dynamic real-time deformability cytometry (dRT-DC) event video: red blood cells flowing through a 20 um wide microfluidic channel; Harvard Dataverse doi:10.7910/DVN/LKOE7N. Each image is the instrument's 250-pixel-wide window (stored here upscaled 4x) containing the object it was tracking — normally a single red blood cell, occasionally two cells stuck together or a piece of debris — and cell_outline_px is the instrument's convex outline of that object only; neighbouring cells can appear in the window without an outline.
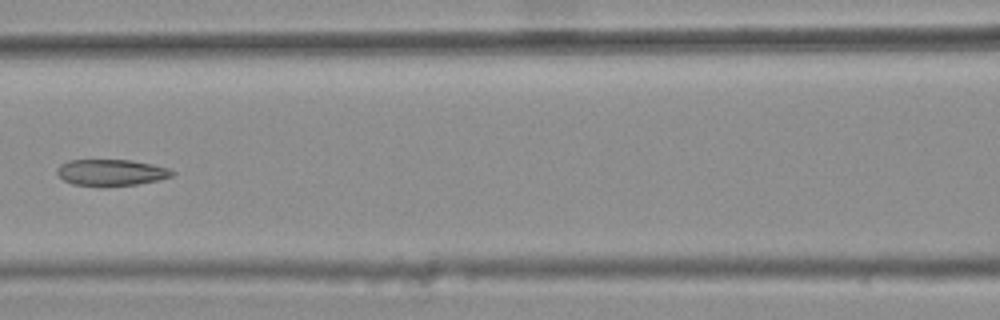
{"species": "common noctule bat (a hibernating species)", "species_latin": "Nyctalus noctula", "temperature_condition": "warm", "stored_images_in_passage": 6, "camera_frame_rate_fps": 3000, "um_per_image_px": 0.085, "animal": {"sex": "female", "body_mass_g": 25.1}, "frame": {"image": 1, "passage_image": 6, "time_ms": 1.667, "image_size_px": [1000, 320], "cell_outline_px": [[176, 172], [172, 176], [156, 180], [136, 184], [100, 188], [72, 184], [64, 180], [56, 172], [56, 168], [60, 164], [68, 160], [132, 160], [152, 164], [168, 168]], "centroid_in_image_um": [9.4, 14.68], "position_along_channel_um": 157.2, "area_um2": 18.03}}